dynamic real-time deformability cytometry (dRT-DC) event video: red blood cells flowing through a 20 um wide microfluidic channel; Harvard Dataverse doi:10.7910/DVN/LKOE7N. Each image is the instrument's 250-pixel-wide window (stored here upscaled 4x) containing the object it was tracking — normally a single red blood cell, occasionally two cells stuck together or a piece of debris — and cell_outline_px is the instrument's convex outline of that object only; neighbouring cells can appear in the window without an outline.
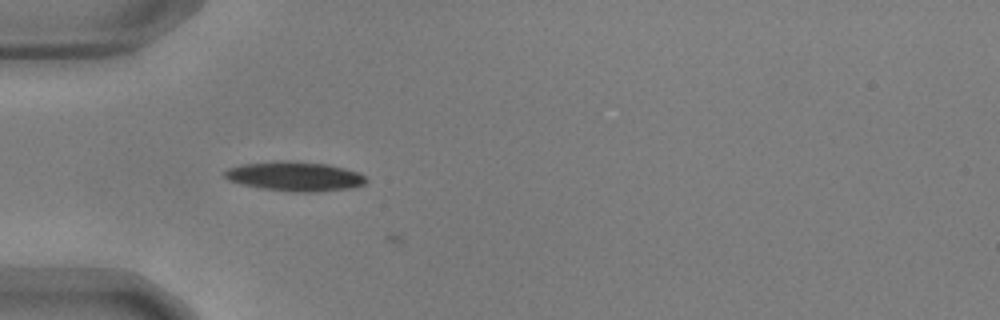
{"species": "common noctule bat (a hibernating species)", "species_latin": "Nyctalus noctula", "temperature_condition": "warm", "stored_images_in_passage": 2, "camera_frame_rate_fps": 3000, "um_per_image_px": 0.085, "animal": {"sex": "male", "body_mass_g": 17.9, "forearm_length_mm": 54.2}, "frame": {"image": 1, "passage_image": 1, "time_ms": 0.0, "image_size_px": [1000, 320], "cell_outline_px": [[368, 180], [364, 184], [356, 188], [316, 192], [292, 192], [260, 188], [240, 184], [228, 180], [224, 176], [224, 172], [228, 168], [240, 164], [328, 164], [360, 172]], "centroid_in_image_um": [25.13, 15.06], "position_along_channel_um": 59.9, "area_um2": 23.35}}